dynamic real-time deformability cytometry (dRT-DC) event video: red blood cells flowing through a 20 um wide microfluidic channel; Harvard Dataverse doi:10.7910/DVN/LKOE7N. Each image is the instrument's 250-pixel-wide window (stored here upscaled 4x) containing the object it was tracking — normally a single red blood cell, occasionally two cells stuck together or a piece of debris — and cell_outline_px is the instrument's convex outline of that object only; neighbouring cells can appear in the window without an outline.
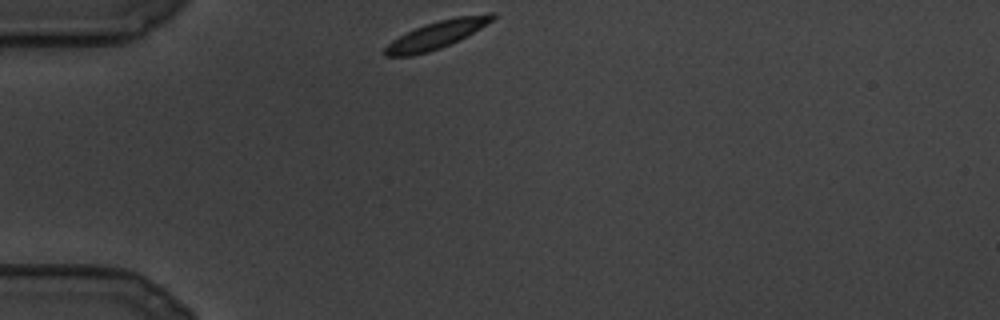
{"species": "common noctule bat (a hibernating species)", "species_latin": "Nyctalus noctula", "temperature_condition": "cold", "stored_images_in_passage": 67, "camera_frame_rate_fps": 3000, "um_per_image_px": 0.085, "animal": {"sex": "male", "body_mass_g": 19.5, "forearm_length_mm": 54.6}, "frame": {"image": 1, "passage_image": 1, "time_ms": 0.0, "image_size_px": [1000, 320], "cell_outline_px": [[496, 16], [492, 20], [480, 28], [460, 40], [440, 48], [428, 52], [412, 56], [384, 56], [384, 48], [392, 40], [424, 24], [456, 16], [488, 12], [496, 12]], "centroid_in_image_um": [37.15, 2.94], "position_along_channel_um": 47.9, "area_um2": 17.28}}
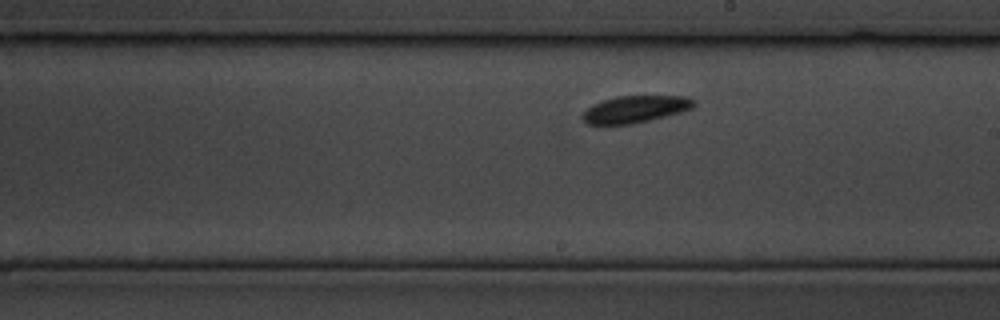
{"frame": {"image": 2, "passage_image": 36, "time_ms": 11.667, "image_size_px": [1000, 320], "cell_outline_px": [[696, 104], [692, 108], [680, 112], [632, 124], [608, 128], [604, 128], [588, 124], [580, 116], [592, 104], [616, 96], [684, 96], [692, 100]], "centroid_in_image_um": [53.88, 9.33], "position_along_channel_um": 235.1, "area_um2": 17.92}}
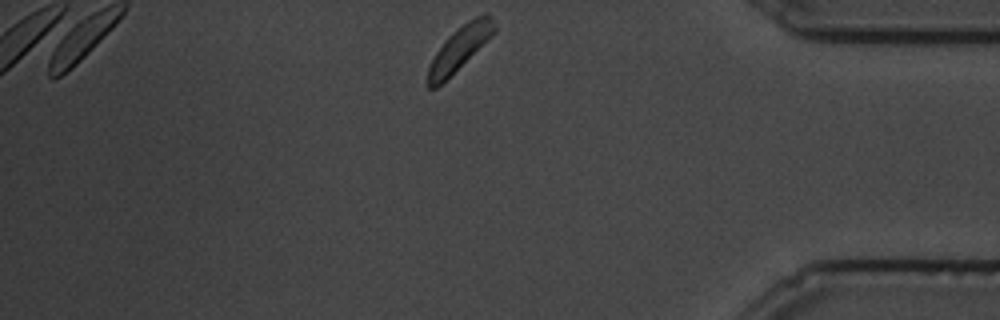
{"frame": {"image": 3, "passage_image": 67, "time_ms": 22.0, "image_size_px": [1000, 320], "cell_outline_px": [[496, 32], [492, 36], [436, 88], [428, 88], [428, 68], [436, 52], [448, 36], [456, 28], [468, 20], [484, 12], [488, 12], [492, 16], [496, 28]], "centroid_in_image_um": [39.11, 4.03], "position_along_channel_um": 396.1, "area_um2": 16.7}}